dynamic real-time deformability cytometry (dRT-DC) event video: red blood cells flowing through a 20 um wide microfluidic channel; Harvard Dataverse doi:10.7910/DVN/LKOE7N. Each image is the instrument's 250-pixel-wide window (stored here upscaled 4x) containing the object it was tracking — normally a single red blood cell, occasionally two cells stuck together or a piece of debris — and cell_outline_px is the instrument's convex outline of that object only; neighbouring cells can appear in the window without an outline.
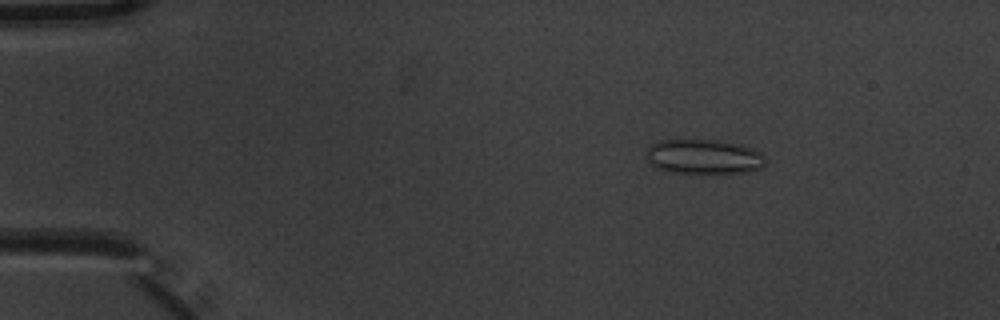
{"species": "common noctule bat (a hibernating species)", "species_latin": "Nyctalus noctula", "temperature_condition": "warm", "stored_images_in_passage": 5, "camera_frame_rate_fps": 3000, "um_per_image_px": 0.085, "animal": {"sex": "male", "body_mass_g": 20.1, "forearm_length_mm": 53.5}, "frame": {"image": 1, "passage_image": 3, "time_ms": 0.667, "image_size_px": [1000, 320], "cell_outline_px": [[764, 164], [760, 168], [748, 172], [700, 176], [672, 172], [656, 168], [648, 160], [648, 148], [652, 144], [660, 140], [720, 140], [740, 144], [752, 148], [760, 152], [764, 156]], "centroid_in_image_um": [59.85, 13.36], "position_along_channel_um": 25.2, "area_um2": 24.8}}